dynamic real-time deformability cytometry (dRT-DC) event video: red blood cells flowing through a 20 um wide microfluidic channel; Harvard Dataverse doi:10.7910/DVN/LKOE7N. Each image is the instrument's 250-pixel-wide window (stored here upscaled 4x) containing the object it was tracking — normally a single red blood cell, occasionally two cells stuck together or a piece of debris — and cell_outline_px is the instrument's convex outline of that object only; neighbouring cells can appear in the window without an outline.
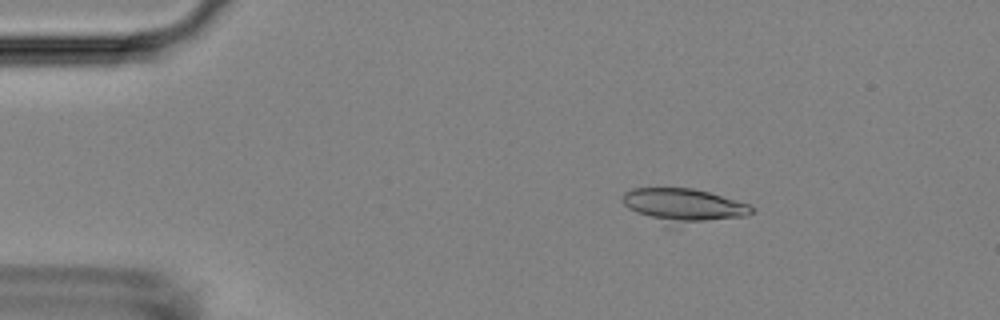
{"species": "Egyptian fruit bat (a non-hibernating species)", "species_latin": "Rousettus aegyptiacus", "temperature_condition": "room temperature", "stored_images_in_passage": 42, "camera_frame_rate_fps": 3000, "um_per_image_px": 0.085, "animal": {"sex": "female"}, "frame": {"image": 1, "passage_image": 8, "time_ms": 2.333, "image_size_px": [1000, 320], "cell_outline_px": [[756, 208], [748, 216], [676, 228], [668, 228], [628, 208], [624, 204], [624, 192], [632, 188], [692, 188], [708, 192], [748, 204]], "centroid_in_image_um": [58.12, 17.53], "position_along_channel_um": 26.9, "area_um2": 26.3}}
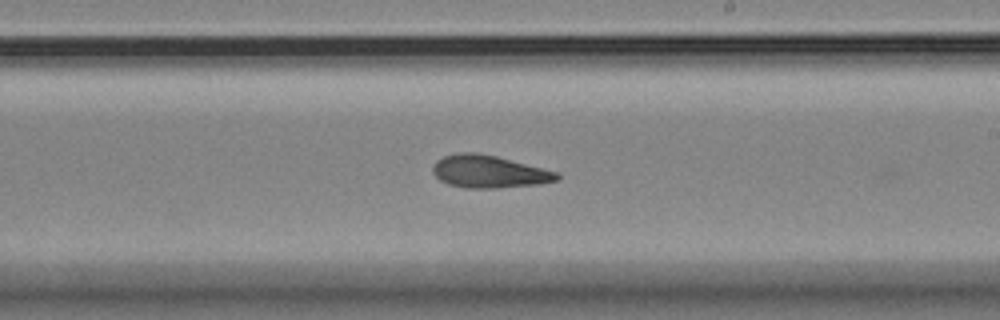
{"frame": {"image": 2, "passage_image": 31, "time_ms": 10.0, "image_size_px": [1000, 320], "cell_outline_px": [[560, 180], [540, 184], [496, 188], [464, 188], [448, 184], [440, 180], [432, 172], [432, 164], [436, 160], [444, 156], [456, 152], [476, 152], [496, 156], [560, 172]], "centroid_in_image_um": [41.57, 14.58], "position_along_channel_um": 247.4, "area_um2": 23.87}}
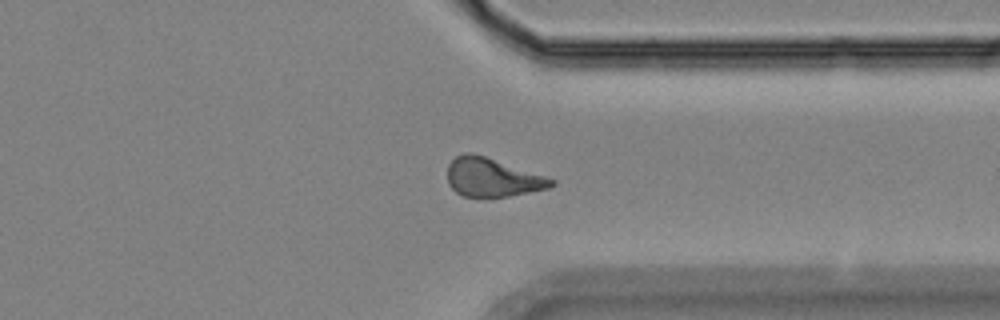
{"frame": {"image": 3, "passage_image": 41, "time_ms": 13.333, "image_size_px": [1000, 320], "cell_outline_px": [[556, 184], [548, 188], [508, 196], [464, 196], [456, 192], [448, 184], [448, 164], [456, 156], [464, 152], [472, 152], [556, 180]], "centroid_in_image_um": [41.81, 15.07], "position_along_channel_um": 369.6, "area_um2": 22.95}}